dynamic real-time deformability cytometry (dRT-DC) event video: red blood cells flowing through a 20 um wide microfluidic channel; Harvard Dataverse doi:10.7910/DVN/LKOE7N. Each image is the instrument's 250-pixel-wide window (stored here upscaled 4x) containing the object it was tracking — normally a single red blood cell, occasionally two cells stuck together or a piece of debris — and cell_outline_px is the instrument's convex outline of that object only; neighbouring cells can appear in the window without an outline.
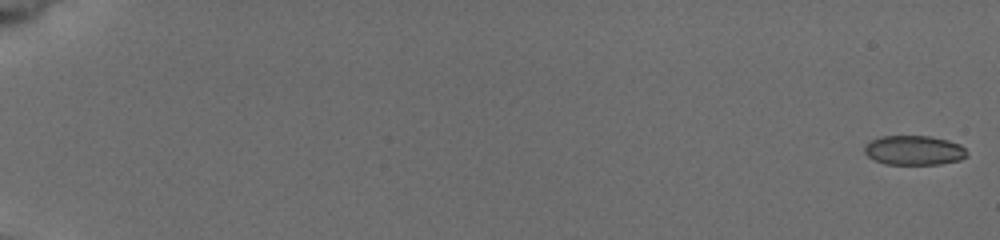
{"species": "common noctule bat (a hibernating species)", "species_latin": "Nyctalus noctula", "temperature_condition": "cold", "stored_images_in_passage": 12, "camera_frame_rate_fps": 3000, "um_per_image_px": 0.085, "animal": {"sex": "female", "body_mass_g": 19.5, "forearm_length_mm": 54.1}, "frame": {"image": 1, "passage_image": 1, "time_ms": 0.0, "image_size_px": [1000, 240], "cell_outline_px": [[968, 156], [960, 160], [940, 164], [884, 164], [868, 156], [864, 152], [864, 148], [872, 140], [884, 136], [928, 136], [948, 140], [960, 144], [968, 152]], "centroid_in_image_um": [77.74, 12.78], "position_along_channel_um": 7.3, "area_um2": 17.51}}
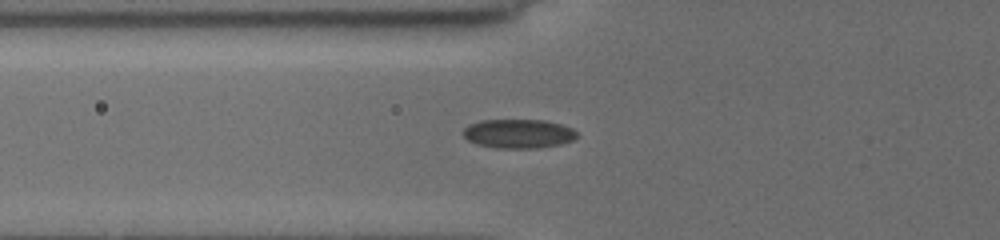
{"frame": {"image": 2, "passage_image": 9, "time_ms": 7.333, "image_size_px": [1000, 240], "cell_outline_px": [[576, 136], [572, 140], [560, 144], [540, 148], [496, 148], [476, 144], [468, 140], [464, 136], [464, 128], [468, 124], [480, 120], [544, 120], [560, 124], [572, 128], [576, 132]], "centroid_in_image_um": [44.04, 11.36], "position_along_channel_um": 81.8, "area_um2": 19.25}}
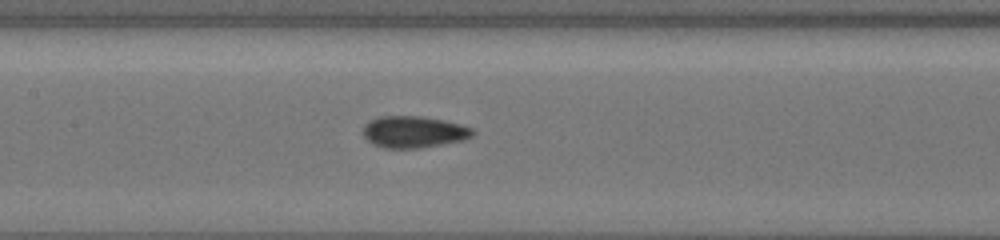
{"frame": {"image": 3, "passage_image": 12, "time_ms": 9.667, "image_size_px": [1000, 240], "cell_outline_px": [[476, 132], [472, 136], [464, 140], [420, 148], [384, 148], [372, 144], [364, 136], [364, 124], [368, 120], [380, 116], [420, 116], [444, 120], [460, 124], [472, 128]], "centroid_in_image_um": [35.17, 11.21], "position_along_channel_um": 172.2, "area_um2": 20.35}}